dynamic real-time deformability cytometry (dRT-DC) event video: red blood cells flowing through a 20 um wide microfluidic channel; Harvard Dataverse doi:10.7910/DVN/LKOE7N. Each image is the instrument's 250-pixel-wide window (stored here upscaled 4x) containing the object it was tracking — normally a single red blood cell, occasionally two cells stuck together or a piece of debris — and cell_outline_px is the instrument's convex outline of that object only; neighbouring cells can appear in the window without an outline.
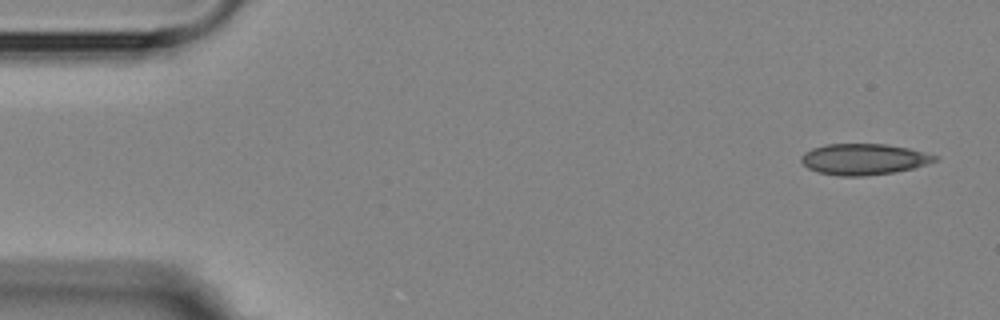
{"species": "Egyptian fruit bat (a non-hibernating species)", "species_latin": "Rousettus aegyptiacus", "temperature_condition": "room temperature", "stored_images_in_passage": 4, "camera_frame_rate_fps": 3000, "um_per_image_px": 0.085, "animal": {"sex": "female"}, "frame": {"image": 1, "passage_image": 1, "time_ms": 0.0, "image_size_px": [1000, 320], "cell_outline_px": [[940, 156], [936, 160], [912, 168], [892, 172], [864, 176], [840, 176], [820, 172], [808, 168], [800, 160], [800, 156], [804, 152], [812, 148], [824, 144], [884, 144], [908, 148]], "centroid_in_image_um": [73.38, 13.52], "position_along_channel_um": 11.6, "area_um2": 23.99}}